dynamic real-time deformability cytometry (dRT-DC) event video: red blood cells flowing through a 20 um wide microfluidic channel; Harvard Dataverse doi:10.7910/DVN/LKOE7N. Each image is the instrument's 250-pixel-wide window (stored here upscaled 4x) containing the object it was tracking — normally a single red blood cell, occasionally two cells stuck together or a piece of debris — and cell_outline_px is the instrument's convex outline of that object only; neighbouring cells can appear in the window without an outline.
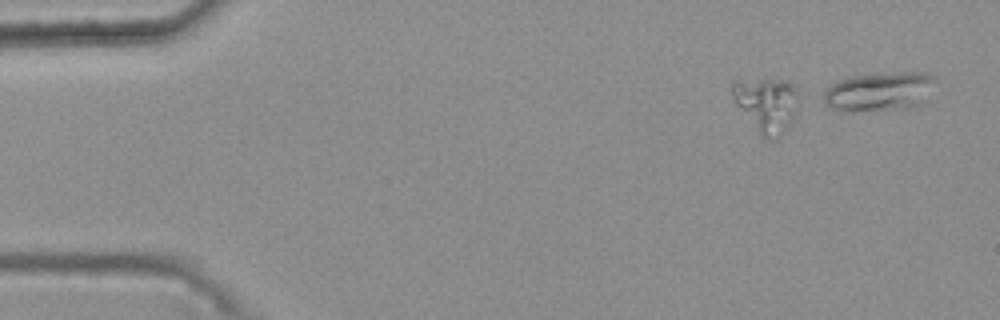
{"species": "common noctule bat (a hibernating species)", "species_latin": "Nyctalus noctula", "temperature_condition": "warm", "stored_images_in_passage": 21, "camera_frame_rate_fps": 3000, "um_per_image_px": 0.085, "animal": {"sex": "female", "body_mass_g": 25.1}, "frame": {"image": 1, "passage_image": 1, "time_ms": 0.0, "image_size_px": [1000, 320], "cell_outline_px": [[796, 92], [788, 124], [772, 140], [764, 140], [736, 104], [732, 96], [732, 80], [780, 80], [792, 84]], "centroid_in_image_um": [65.03, 8.87], "position_along_channel_um": 20.0, "area_um2": 19.77}}